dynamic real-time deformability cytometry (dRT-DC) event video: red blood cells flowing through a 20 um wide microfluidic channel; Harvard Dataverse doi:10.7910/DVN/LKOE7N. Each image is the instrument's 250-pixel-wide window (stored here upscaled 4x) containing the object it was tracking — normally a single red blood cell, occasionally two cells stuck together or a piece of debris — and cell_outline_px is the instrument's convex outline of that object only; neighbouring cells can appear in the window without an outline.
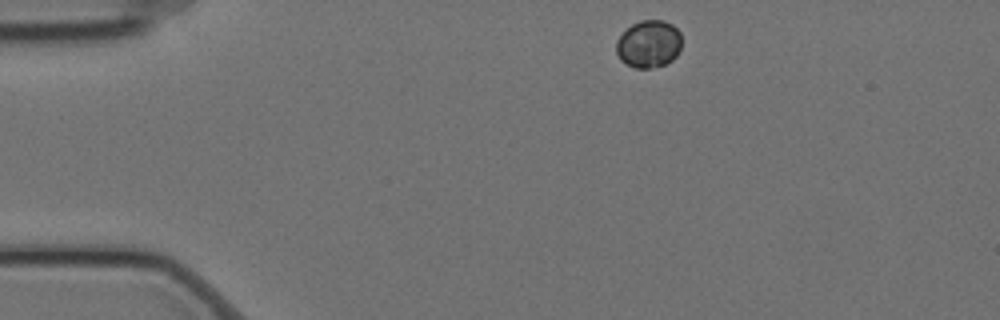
{"species": "Egyptian fruit bat (a non-hibernating species)", "species_latin": "Rousettus aegyptiacus", "temperature_condition": "cold", "stored_images_in_passage": 3, "camera_frame_rate_fps": 3000, "um_per_image_px": 0.085, "animal": {"sex": "female"}, "frame": {"image": 1, "passage_image": 1, "time_ms": 0.0, "image_size_px": [1000, 320], "cell_outline_px": [[680, 48], [676, 56], [672, 60], [664, 64], [648, 68], [636, 68], [620, 60], [616, 52], [616, 40], [632, 24], [640, 20], [664, 20], [672, 24], [680, 32]], "centroid_in_image_um": [55.13, 3.72], "position_along_channel_um": 29.9, "area_um2": 17.98}}